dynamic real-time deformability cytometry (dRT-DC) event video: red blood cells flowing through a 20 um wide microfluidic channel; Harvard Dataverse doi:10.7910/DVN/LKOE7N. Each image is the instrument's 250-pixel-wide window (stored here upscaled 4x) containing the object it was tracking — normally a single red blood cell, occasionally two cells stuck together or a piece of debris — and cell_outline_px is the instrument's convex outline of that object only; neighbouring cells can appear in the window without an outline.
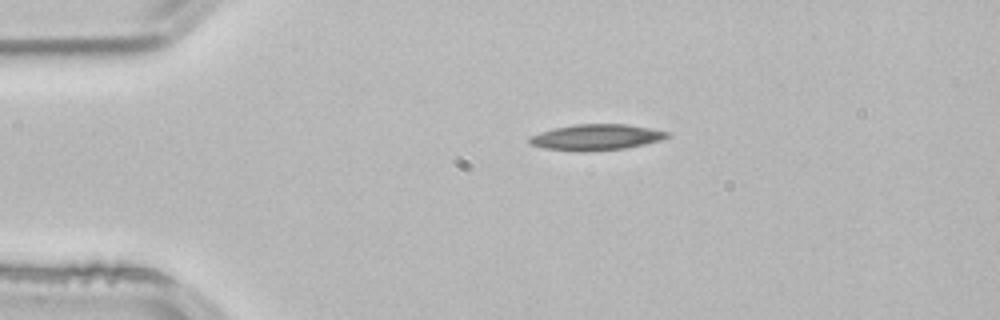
{"species": "common noctule bat (a hibernating species)", "species_latin": "Nyctalus noctula", "temperature_condition": "room temperature", "stored_images_in_passage": 2, "camera_frame_rate_fps": 3000, "um_per_image_px": 0.085, "animal": {"sex": "male", "body_mass_g": 21.5, "forearm_length_mm": 52.0}, "frame": {"image": 1, "passage_image": 1, "time_ms": 0.0, "image_size_px": [1000, 320], "cell_outline_px": [[672, 136], [660, 140], [644, 144], [624, 148], [584, 152], [580, 152], [544, 148], [528, 144], [528, 136], [540, 132], [556, 128], [576, 124], [628, 124], [668, 132]], "centroid_in_image_um": [50.64, 11.67], "position_along_channel_um": 34.4, "area_um2": 20.81}}